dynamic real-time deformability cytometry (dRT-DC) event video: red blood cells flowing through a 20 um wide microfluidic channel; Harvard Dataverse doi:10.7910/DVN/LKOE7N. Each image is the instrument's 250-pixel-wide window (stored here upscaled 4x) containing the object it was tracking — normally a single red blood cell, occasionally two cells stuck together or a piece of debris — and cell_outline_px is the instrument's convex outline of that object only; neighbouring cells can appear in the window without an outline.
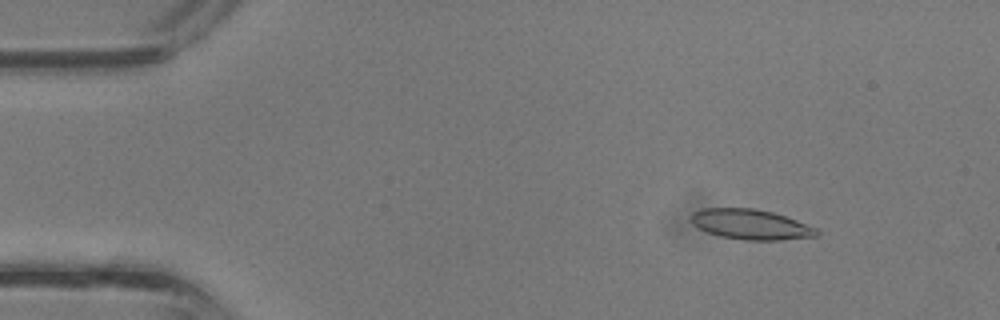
{"species": "common noctule bat (a hibernating species)", "species_latin": "Nyctalus noctula", "temperature_condition": "room temperature", "stored_images_in_passage": 37, "camera_frame_rate_fps": 3000, "um_per_image_px": 0.085, "animal": {"sex": "male", "body_mass_g": 13.3}, "frame": {"image": 1, "passage_image": 4, "time_ms": 1.0, "image_size_px": [1000, 320], "cell_outline_px": [[820, 232], [816, 236], [780, 240], [744, 240], [720, 236], [708, 232], [692, 224], [688, 220], [688, 216], [692, 212], [704, 208], [752, 208], [772, 212], [796, 220], [816, 228]], "centroid_in_image_um": [63.76, 19.07], "position_along_channel_um": 21.2, "area_um2": 22.08}}
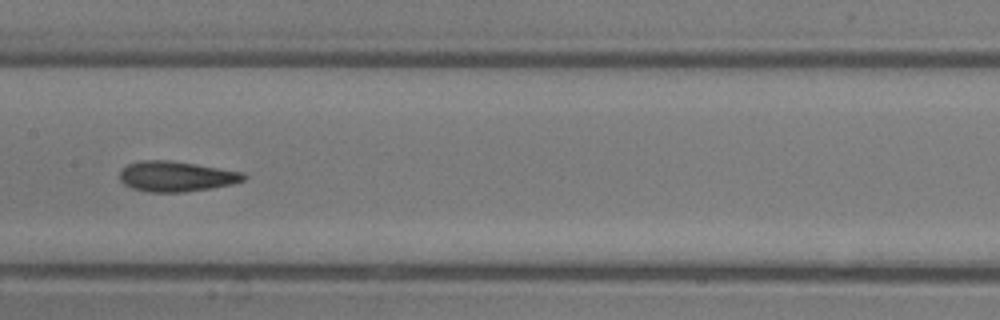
{"frame": {"image": 2, "passage_image": 18, "time_ms": 5.667, "image_size_px": [1000, 320], "cell_outline_px": [[248, 176], [244, 180], [232, 184], [184, 192], [148, 192], [132, 188], [124, 184], [120, 180], [120, 172], [128, 164], [140, 160], [168, 160], [196, 164], [244, 172]], "centroid_in_image_um": [14.98, 14.99], "position_along_channel_um": 192.4, "area_um2": 21.85}}
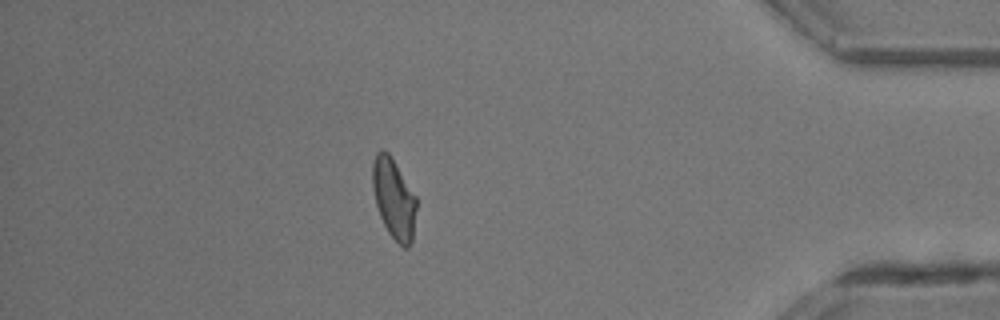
{"frame": {"image": 3, "passage_image": 32, "time_ms": 10.333, "image_size_px": [1000, 320], "cell_outline_px": [[416, 208], [412, 240], [408, 248], [404, 248], [388, 232], [380, 216], [376, 204], [372, 188], [372, 164], [376, 152], [380, 148], [388, 152], [416, 196]], "centroid_in_image_um": [33.46, 16.85], "position_along_channel_um": 401.7, "area_um2": 20.35}}